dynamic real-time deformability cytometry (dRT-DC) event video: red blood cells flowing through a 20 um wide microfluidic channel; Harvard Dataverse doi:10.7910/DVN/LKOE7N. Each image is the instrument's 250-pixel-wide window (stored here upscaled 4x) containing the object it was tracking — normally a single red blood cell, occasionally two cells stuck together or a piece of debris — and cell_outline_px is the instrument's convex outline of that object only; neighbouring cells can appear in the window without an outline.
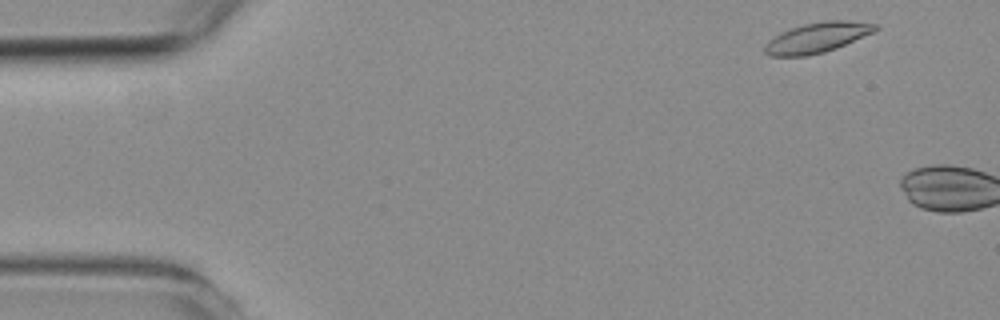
{"species": "common noctule bat (a hibernating species)", "species_latin": "Nyctalus noctula", "temperature_condition": "room temperature", "stored_images_in_passage": 3, "camera_frame_rate_fps": 3000, "um_per_image_px": 0.085, "animal": {"sex": "female", "body_mass_g": 19.3, "forearm_length_mm": 54.1}, "frame": {"image": 1, "passage_image": 1, "time_ms": 0.0, "image_size_px": [1000, 320], "cell_outline_px": [[880, 28], [876, 32], [836, 48], [824, 52], [808, 56], [768, 56], [764, 52], [764, 44], [768, 40], [780, 32], [804, 24], [824, 20], [848, 20], [880, 24]], "centroid_in_image_um": [69.5, 3.19], "position_along_channel_um": 15.5, "area_um2": 19.83}}